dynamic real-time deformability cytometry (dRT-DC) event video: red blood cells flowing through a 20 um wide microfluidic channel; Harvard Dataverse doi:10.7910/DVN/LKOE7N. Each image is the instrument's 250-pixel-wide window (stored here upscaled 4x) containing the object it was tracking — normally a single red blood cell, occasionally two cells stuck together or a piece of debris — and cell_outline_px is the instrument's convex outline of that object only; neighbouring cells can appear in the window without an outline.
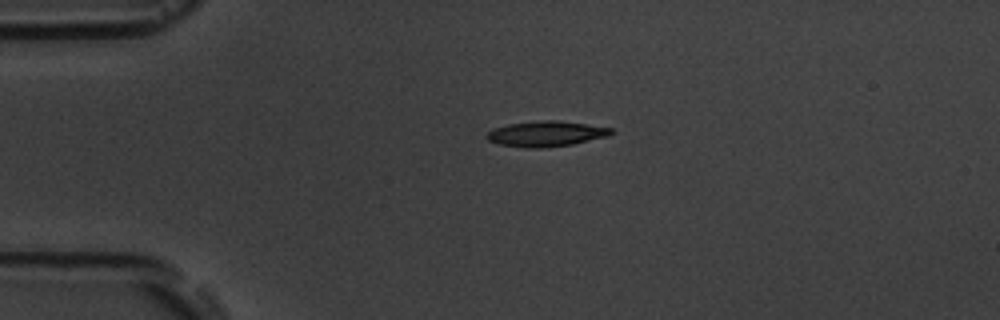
{"species": "common noctule bat (a hibernating species)", "species_latin": "Nyctalus noctula", "temperature_condition": "room temperature", "stored_images_in_passage": 2, "camera_frame_rate_fps": 3000, "um_per_image_px": 0.085, "animal": {"sex": "male", "body_mass_g": 19.5, "forearm_length_mm": 54.6}, "frame": {"image": 1, "passage_image": 1, "time_ms": 0.0, "image_size_px": [1000, 320], "cell_outline_px": [[616, 132], [608, 136], [572, 144], [540, 148], [528, 148], [500, 144], [488, 140], [484, 136], [492, 128], [508, 124], [540, 120], [556, 120], [588, 124], [612, 128]], "centroid_in_image_um": [46.42, 11.36], "position_along_channel_um": 38.6, "area_um2": 18.5}}